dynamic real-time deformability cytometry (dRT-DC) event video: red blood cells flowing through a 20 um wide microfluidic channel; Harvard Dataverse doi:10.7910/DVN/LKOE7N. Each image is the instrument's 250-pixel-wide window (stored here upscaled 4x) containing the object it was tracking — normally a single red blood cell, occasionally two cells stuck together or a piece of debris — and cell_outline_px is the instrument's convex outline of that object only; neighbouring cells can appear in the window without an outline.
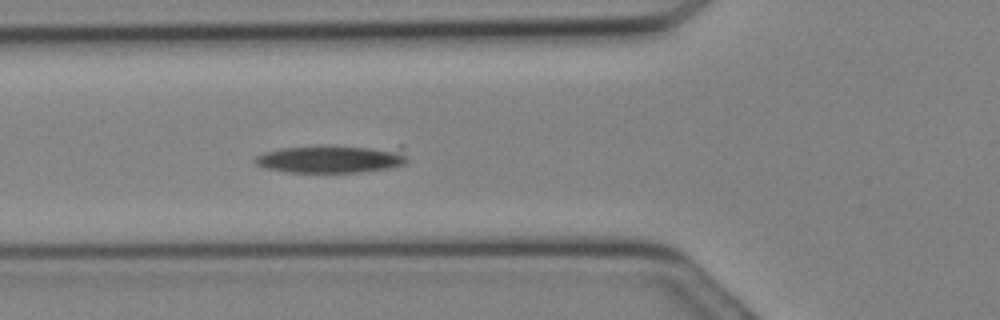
{"species": "Egyptian fruit bat (a non-hibernating species)", "species_latin": "Rousettus aegyptiacus", "temperature_condition": "cold", "stored_images_in_passage": 2, "camera_frame_rate_fps": 3000, "um_per_image_px": 0.085, "animal": {"sex": "female"}, "frame": {"image": 1, "passage_image": 2, "time_ms": 0.333, "image_size_px": [1000, 320], "cell_outline_px": [[408, 160], [404, 164], [392, 168], [360, 172], [288, 172], [264, 168], [256, 164], [252, 160], [256, 156], [264, 152], [280, 148], [400, 144], [404, 144]], "centroid_in_image_um": [28.37, 13.48], "position_along_channel_um": 97.4, "area_um2": 25.66}}